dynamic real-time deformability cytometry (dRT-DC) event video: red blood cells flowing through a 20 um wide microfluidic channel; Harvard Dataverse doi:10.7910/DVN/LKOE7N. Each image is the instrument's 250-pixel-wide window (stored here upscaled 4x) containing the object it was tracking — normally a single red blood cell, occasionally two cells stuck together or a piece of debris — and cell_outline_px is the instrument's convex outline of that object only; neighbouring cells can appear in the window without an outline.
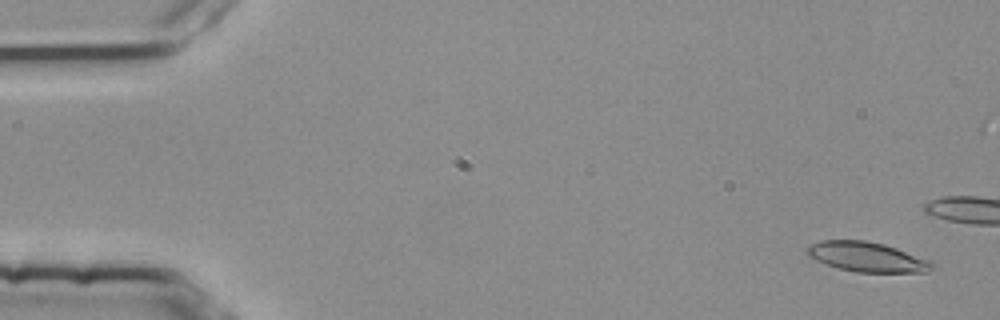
{"species": "common noctule bat (a hibernating species)", "species_latin": "Nyctalus noctula", "temperature_condition": "room temperature", "stored_images_in_passage": 4, "camera_frame_rate_fps": 3000, "um_per_image_px": 0.085, "animal": {"sex": "female", "body_mass_g": 25.1}, "frame": {"image": 1, "passage_image": 1, "time_ms": 0.0, "image_size_px": [1000, 320], "cell_outline_px": [[936, 268], [928, 272], [856, 272], [836, 268], [824, 264], [808, 256], [804, 252], [804, 248], [820, 240], [864, 240], [884, 244], [932, 260], [936, 264]], "centroid_in_image_um": [73.7, 21.84], "position_along_channel_um": 11.3, "area_um2": 22.14}}